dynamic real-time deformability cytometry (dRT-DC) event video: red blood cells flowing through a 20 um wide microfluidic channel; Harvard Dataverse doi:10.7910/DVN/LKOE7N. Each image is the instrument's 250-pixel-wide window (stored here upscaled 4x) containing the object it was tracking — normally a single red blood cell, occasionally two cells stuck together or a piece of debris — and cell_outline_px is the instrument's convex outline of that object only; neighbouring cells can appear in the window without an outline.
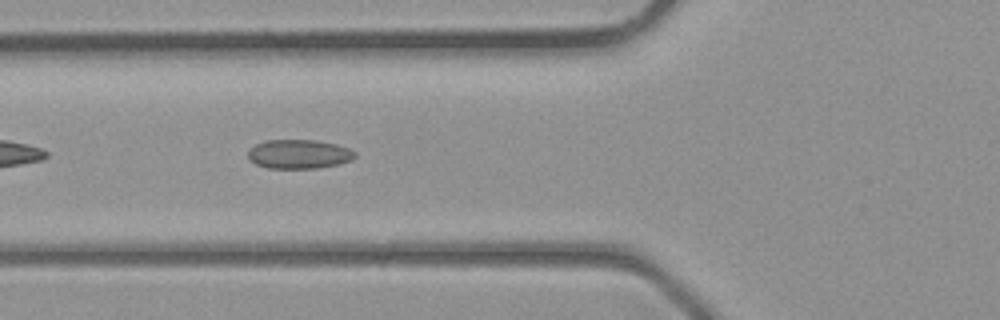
{"species": "common noctule bat (a hibernating species)", "species_latin": "Nyctalus noctula", "temperature_condition": "room temperature", "stored_images_in_passage": 28, "camera_frame_rate_fps": 3000, "um_per_image_px": 0.085, "animal": {"sex": "male", "body_mass_g": 23.1, "forearm_length_mm": 52.7}, "frame": {"image": 1, "passage_image": 14, "time_ms": 4.333, "image_size_px": [1000, 320], "cell_outline_px": [[356, 156], [352, 160], [340, 164], [320, 168], [268, 168], [256, 164], [248, 156], [248, 152], [256, 144], [264, 140], [316, 140], [336, 144], [348, 148], [356, 152]], "centroid_in_image_um": [25.45, 13.1], "position_along_channel_um": 100.3, "area_um2": 18.15}}
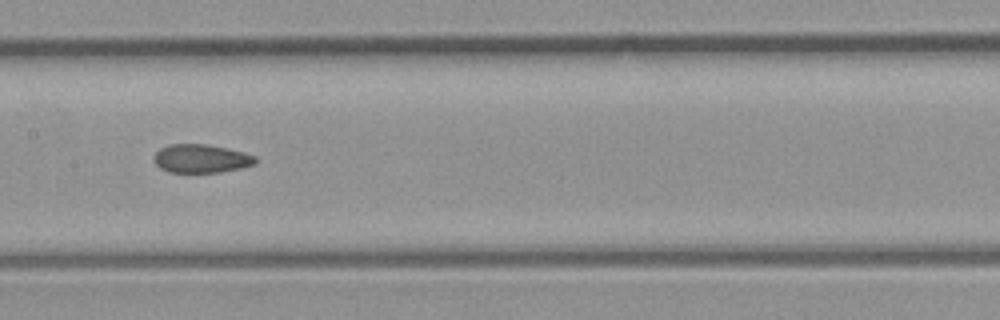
{"frame": {"image": 2, "passage_image": 19, "time_ms": 6.0, "image_size_px": [1000, 320], "cell_outline_px": [[256, 164], [240, 168], [220, 172], [168, 172], [160, 168], [156, 164], [152, 156], [160, 148], [168, 144], [208, 144], [228, 148], [244, 152], [256, 156]], "centroid_in_image_um": [17.09, 13.47], "position_along_channel_um": 190.3, "area_um2": 16.99}}
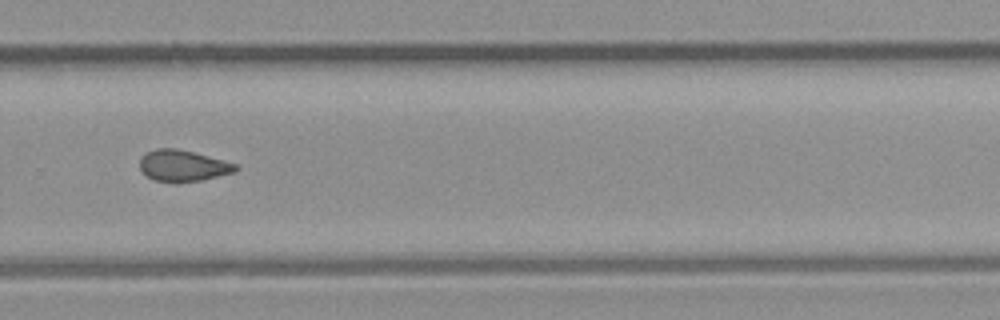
{"frame": {"image": 3, "passage_image": 26, "time_ms": 8.333, "image_size_px": [1000, 320], "cell_outline_px": [[240, 168], [236, 172], [200, 180], [152, 180], [140, 168], [140, 156], [156, 148], [176, 148], [192, 152], [236, 164]], "centroid_in_image_um": [15.55, 14.06], "position_along_channel_um": 314.3, "area_um2": 16.88}}